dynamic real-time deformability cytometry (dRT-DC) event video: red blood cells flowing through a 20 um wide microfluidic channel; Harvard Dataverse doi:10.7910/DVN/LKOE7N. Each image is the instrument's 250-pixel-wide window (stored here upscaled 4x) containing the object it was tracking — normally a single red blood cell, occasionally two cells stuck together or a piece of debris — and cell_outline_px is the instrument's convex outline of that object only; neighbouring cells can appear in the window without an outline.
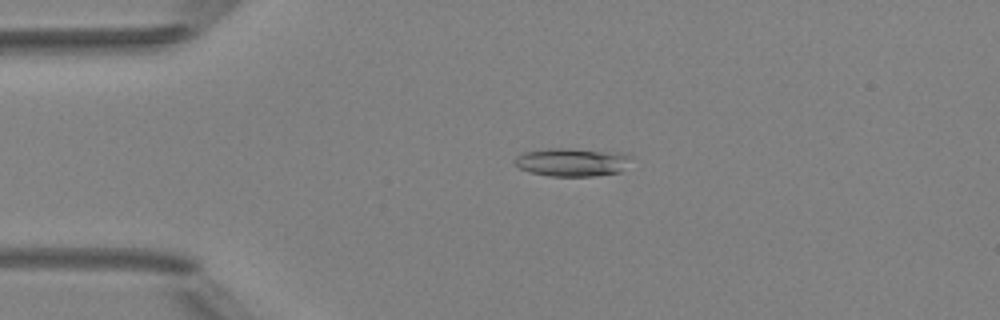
{"species": "Egyptian fruit bat (a non-hibernating species)", "species_latin": "Rousettus aegyptiacus", "temperature_condition": "room temperature", "stored_images_in_passage": 3, "camera_frame_rate_fps": 3000, "um_per_image_px": 0.085, "animal": {"sex": "female"}, "frame": {"image": 1, "passage_image": 3, "time_ms": 2.333, "image_size_px": [1000, 320], "cell_outline_px": [[632, 156], [620, 172], [592, 176], [548, 176], [532, 172], [520, 168], [512, 164], [512, 160], [516, 156], [524, 152], [548, 148], [560, 148], [624, 152]], "centroid_in_image_um": [48.59, 13.77], "position_along_channel_um": 36.4, "area_um2": 19.25}}